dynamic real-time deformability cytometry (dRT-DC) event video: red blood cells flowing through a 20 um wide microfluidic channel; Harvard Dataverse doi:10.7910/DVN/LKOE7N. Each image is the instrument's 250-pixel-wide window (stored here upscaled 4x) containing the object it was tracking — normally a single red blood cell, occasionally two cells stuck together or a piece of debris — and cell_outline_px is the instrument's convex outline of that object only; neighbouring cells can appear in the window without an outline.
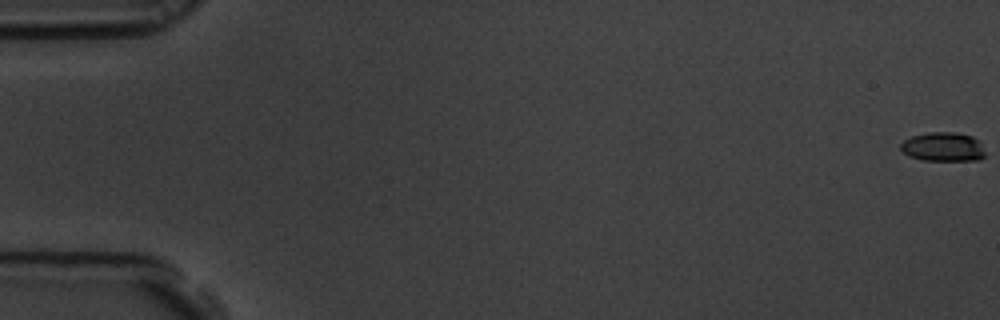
{"species": "common noctule bat (a hibernating species)", "species_latin": "Nyctalus noctula", "temperature_condition": "room temperature", "stored_images_in_passage": 50, "camera_frame_rate_fps": 3000, "um_per_image_px": 0.085, "animal": {"sex": "male", "body_mass_g": 19.5, "forearm_length_mm": 54.6}, "frame": {"image": 1, "passage_image": 1, "time_ms": 0.0, "image_size_px": [1000, 320], "cell_outline_px": [[984, 156], [980, 160], [920, 160], [908, 156], [900, 148], [900, 144], [904, 140], [912, 136], [928, 132], [956, 132], [972, 136], [980, 144], [984, 152]], "centroid_in_image_um": [80.13, 12.48], "position_along_channel_um": 4.9, "area_um2": 14.28}}
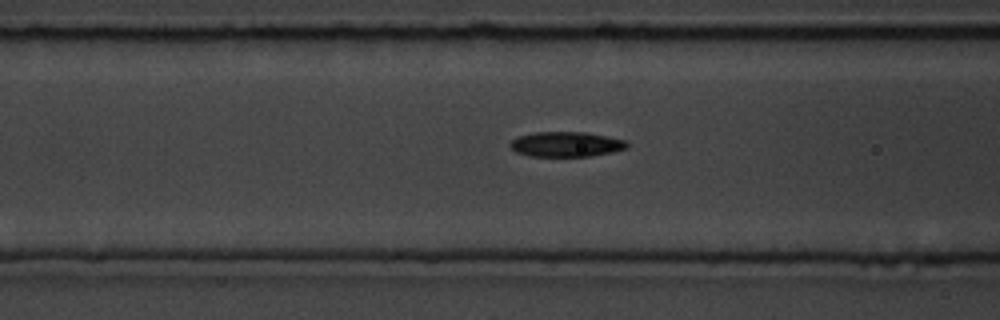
{"frame": {"image": 2, "passage_image": 25, "time_ms": 8.0, "image_size_px": [1000, 320], "cell_outline_px": [[628, 148], [612, 152], [588, 156], [528, 156], [516, 152], [508, 144], [512, 140], [520, 136], [536, 132], [584, 132], [628, 140]], "centroid_in_image_um": [48.14, 12.26], "position_along_channel_um": 118.5, "area_um2": 16.99}}
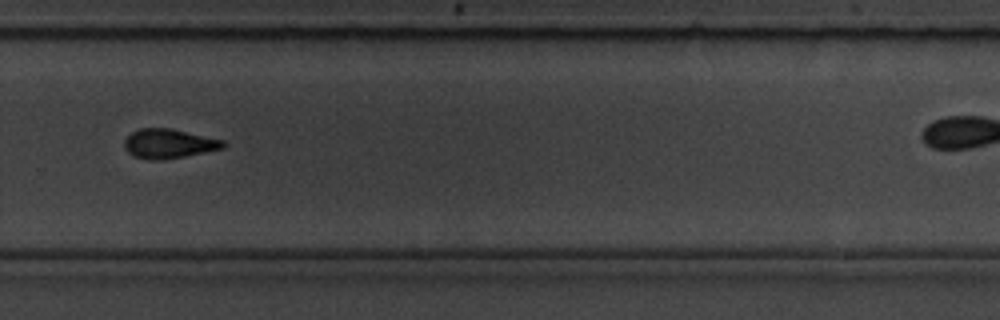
{"frame": {"image": 3, "passage_image": 42, "time_ms": 13.667, "image_size_px": [1000, 320], "cell_outline_px": [[228, 144], [224, 148], [184, 156], [160, 160], [148, 160], [132, 156], [124, 148], [124, 140], [132, 132], [140, 128], [172, 128], [224, 140]], "centroid_in_image_um": [14.34, 12.21], "position_along_channel_um": 315.5, "area_um2": 17.05}}